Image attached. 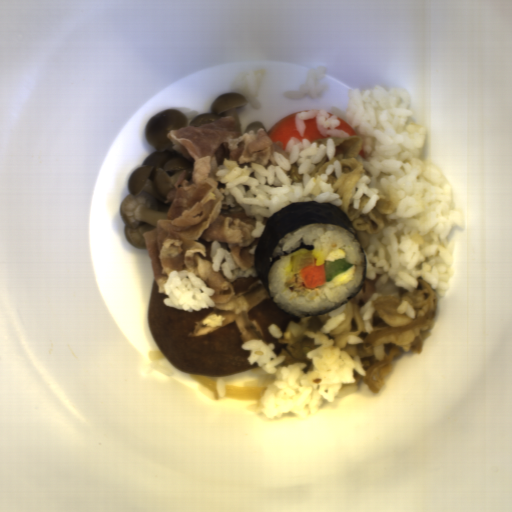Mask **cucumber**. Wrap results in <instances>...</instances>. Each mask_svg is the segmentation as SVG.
Instances as JSON below:
<instances>
[{"label":"cucumber","mask_w":512,"mask_h":512,"mask_svg":"<svg viewBox=\"0 0 512 512\" xmlns=\"http://www.w3.org/2000/svg\"><path fill=\"white\" fill-rule=\"evenodd\" d=\"M353 267V264L350 263L347 258H338L334 261L325 260L324 262V271H325V282L332 281L335 277H337L342 272H347L349 269Z\"/></svg>","instance_id":"cucumber-1"}]
</instances>
